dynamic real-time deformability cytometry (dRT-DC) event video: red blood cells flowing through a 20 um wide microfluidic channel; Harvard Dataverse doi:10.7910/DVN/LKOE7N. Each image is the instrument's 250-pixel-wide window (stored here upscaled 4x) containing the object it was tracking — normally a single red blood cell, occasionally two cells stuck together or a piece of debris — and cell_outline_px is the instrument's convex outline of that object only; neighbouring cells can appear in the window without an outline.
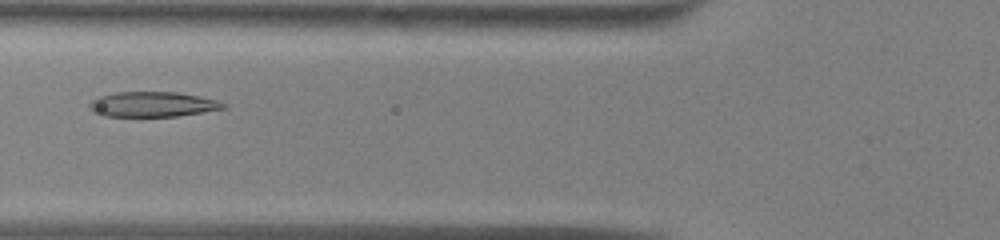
{"species": "common noctule bat (a hibernating species)", "species_latin": "Nyctalus noctula", "temperature_condition": "warm", "stored_images_in_passage": 39, "camera_frame_rate_fps": 3000, "um_per_image_px": 0.085, "animal": {"sex": "male", "body_mass_g": 13.0, "forearm_length_mm": 53.1}, "frame": {"image": 1, "passage_image": 17, "time_ms": 5.333, "image_size_px": [1000, 240], "cell_outline_px": [[228, 108], [204, 112], [176, 116], [104, 116], [92, 112], [88, 108], [88, 104], [96, 96], [116, 92], [176, 92], [200, 96], [216, 100], [228, 104]], "centroid_in_image_um": [12.96, 8.86], "position_along_channel_um": 112.8, "area_um2": 19.83}}
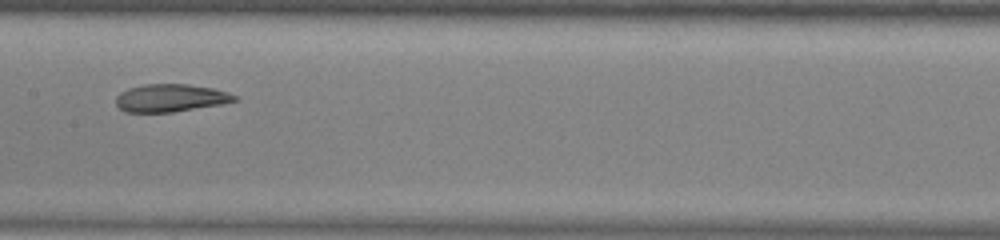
{"frame": {"image": 2, "passage_image": 23, "time_ms": 7.333, "image_size_px": [1000, 240], "cell_outline_px": [[240, 100], [220, 104], [172, 112], [124, 112], [116, 104], [116, 96], [120, 92], [128, 88], [144, 84], [188, 84], [212, 88], [228, 92], [240, 96]], "centroid_in_image_um": [14.51, 8.32], "position_along_channel_um": 192.9, "area_um2": 19.25}}
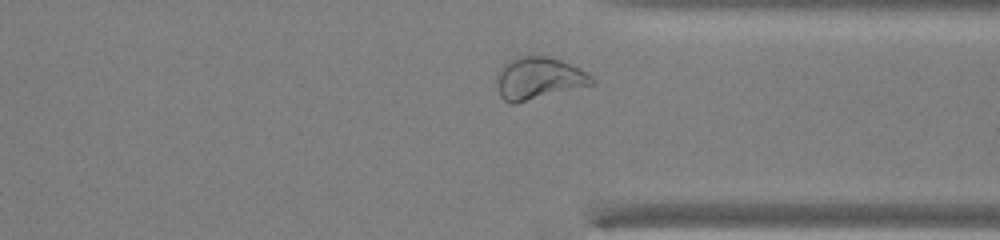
{"frame": {"image": 3, "passage_image": 36, "time_ms": 11.667, "image_size_px": [1000, 240], "cell_outline_px": [[596, 84], [516, 104], [512, 104], [504, 100], [500, 96], [500, 72], [504, 64], [520, 56], [548, 56], [572, 64], [580, 68], [592, 76], [596, 80]], "centroid_in_image_um": [45.89, 6.67], "position_along_channel_um": 365.5, "area_um2": 23.12}, "authors_computed_cell_mechanics": {"area_um2": 21.3282, "velocity_mm_per_s": 4.006, "shape_relaxation_time_tau1_ms": 11.1116, "shape_relaxation_time_tau2_ms": 2.053, "deformation_change_tau1": 0.2832, "deformation_change_tau2": 0.0879}}